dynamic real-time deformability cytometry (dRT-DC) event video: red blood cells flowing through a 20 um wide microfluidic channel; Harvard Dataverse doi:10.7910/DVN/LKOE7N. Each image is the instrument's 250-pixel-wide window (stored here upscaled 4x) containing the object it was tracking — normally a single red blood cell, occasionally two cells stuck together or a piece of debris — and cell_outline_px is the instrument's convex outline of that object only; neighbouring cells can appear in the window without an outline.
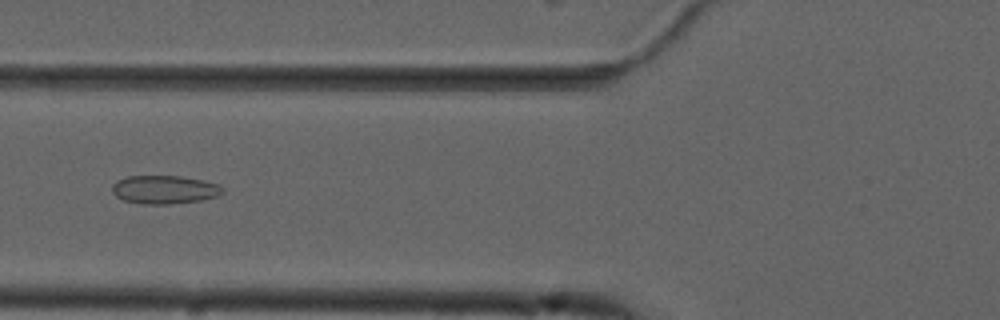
{"species": "common noctule bat (a hibernating species)", "species_latin": "Nyctalus noctula", "temperature_condition": "cold", "stored_images_in_passage": 43, "camera_frame_rate_fps": 3000, "um_per_image_px": 0.085, "animal": {"sex": "male", "forearm_length_mm": 52.5}, "frame": {"image": 1, "passage_image": 10, "time_ms": 3.0, "image_size_px": [1000, 320], "cell_outline_px": [[224, 192], [216, 196], [200, 200], [168, 204], [144, 204], [124, 200], [116, 196], [112, 192], [112, 184], [116, 180], [128, 176], [180, 176], [204, 180], [220, 184], [224, 188]], "centroid_in_image_um": [13.98, 16.1], "position_along_channel_um": 111.8, "area_um2": 18.32}}
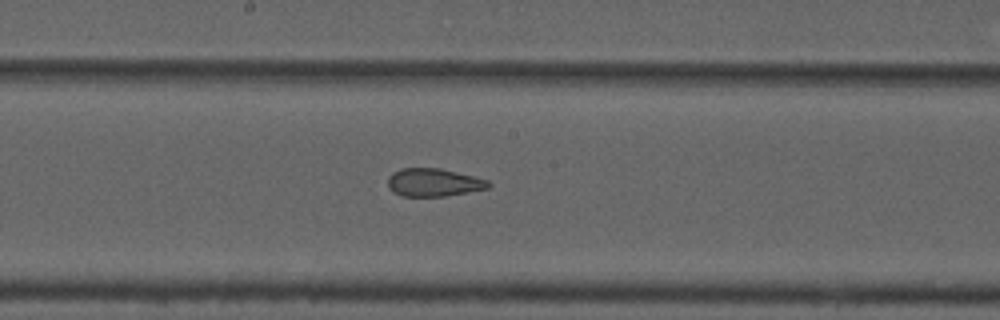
{"frame": {"image": 2, "passage_image": 18, "time_ms": 5.667, "image_size_px": [1000, 320], "cell_outline_px": [[492, 184], [488, 188], [444, 196], [400, 196], [388, 184], [388, 176], [392, 172], [400, 168], [440, 168], [488, 180]], "centroid_in_image_um": [36.85, 15.5], "position_along_channel_um": 211.4, "area_um2": 16.18}}
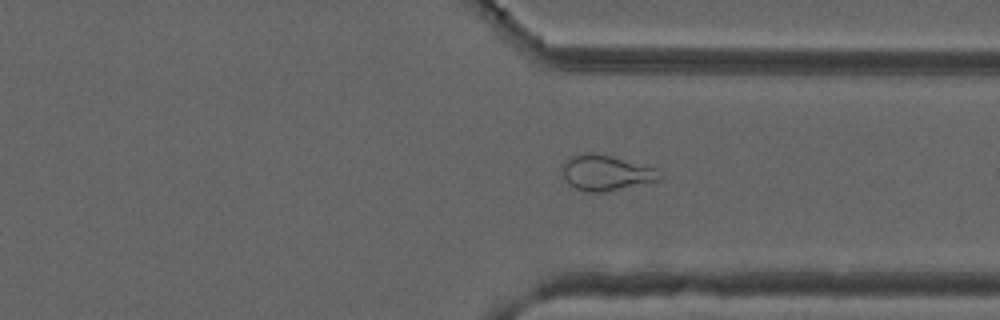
{"frame": {"image": 3, "passage_image": 30, "time_ms": 9.667, "image_size_px": [1000, 320], "cell_outline_px": [[664, 176], [660, 180], [608, 192], [584, 192], [568, 184], [564, 180], [560, 168], [560, 164], [568, 156], [584, 152], [588, 152], [608, 156], [656, 168]], "centroid_in_image_um": [51.44, 14.7], "position_along_channel_um": 360.0, "area_um2": 20.52}, "authors_computed_cell_mechanics": {"area_um2": 19.1318, "velocity_mm_per_s": 3.7295, "shape_relaxation_time_tau1_ms": null, "shape_relaxation_time_tau2_ms": 1.5841, "deformation_change_tau1": null, "deformation_change_tau2": 0.074}}